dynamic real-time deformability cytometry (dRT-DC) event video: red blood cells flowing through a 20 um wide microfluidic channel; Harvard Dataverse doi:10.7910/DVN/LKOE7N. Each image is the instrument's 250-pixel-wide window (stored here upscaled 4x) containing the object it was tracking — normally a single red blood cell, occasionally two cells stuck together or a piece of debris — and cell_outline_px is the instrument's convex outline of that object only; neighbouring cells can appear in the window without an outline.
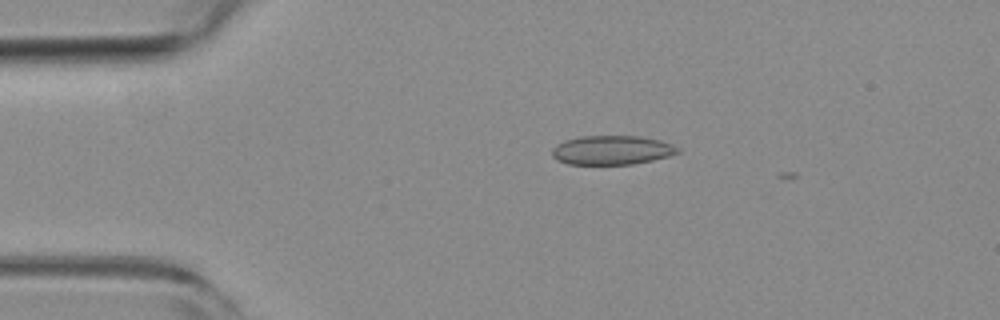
{"species": "common noctule bat (a hibernating species)", "species_latin": "Nyctalus noctula", "temperature_condition": "room temperature", "stored_images_in_passage": 6, "camera_frame_rate_fps": 3000, "um_per_image_px": 0.085, "animal": {"sex": "female", "body_mass_g": 19.3, "forearm_length_mm": 54.1}, "frame": {"image": 1, "passage_image": 2, "time_ms": 0.333, "image_size_px": [1000, 320], "cell_outline_px": [[680, 152], [668, 156], [652, 160], [632, 164], [568, 164], [556, 160], [552, 156], [552, 148], [556, 144], [564, 140], [580, 136], [640, 136], [660, 140], [672, 144], [680, 148]], "centroid_in_image_um": [51.99, 12.75], "position_along_channel_um": 33.0, "area_um2": 21.44}}